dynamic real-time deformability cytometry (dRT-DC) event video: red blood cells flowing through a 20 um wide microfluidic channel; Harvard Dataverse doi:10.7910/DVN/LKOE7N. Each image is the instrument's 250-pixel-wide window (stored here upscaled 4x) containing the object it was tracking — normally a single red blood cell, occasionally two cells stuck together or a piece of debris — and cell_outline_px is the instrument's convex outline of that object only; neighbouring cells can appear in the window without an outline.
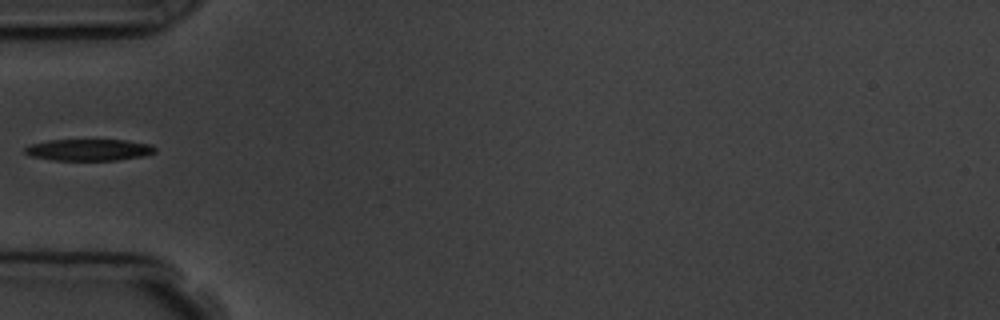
{"species": "common noctule bat (a hibernating species)", "species_latin": "Nyctalus noctula", "temperature_condition": "room temperature", "stored_images_in_passage": 1, "camera_frame_rate_fps": 3000, "um_per_image_px": 0.085, "animal": {"sex": "male", "body_mass_g": 19.5, "forearm_length_mm": 54.6}, "frame": {"image": 1, "passage_image": 1, "time_ms": 0.0, "image_size_px": [1000, 320], "cell_outline_px": [[156, 152], [144, 156], [116, 160], [52, 160], [28, 156], [24, 152], [24, 148], [32, 144], [48, 140], [124, 140], [152, 144], [156, 148]], "centroid_in_image_um": [7.56, 12.74], "position_along_channel_um": 77.4, "area_um2": 16.47}}